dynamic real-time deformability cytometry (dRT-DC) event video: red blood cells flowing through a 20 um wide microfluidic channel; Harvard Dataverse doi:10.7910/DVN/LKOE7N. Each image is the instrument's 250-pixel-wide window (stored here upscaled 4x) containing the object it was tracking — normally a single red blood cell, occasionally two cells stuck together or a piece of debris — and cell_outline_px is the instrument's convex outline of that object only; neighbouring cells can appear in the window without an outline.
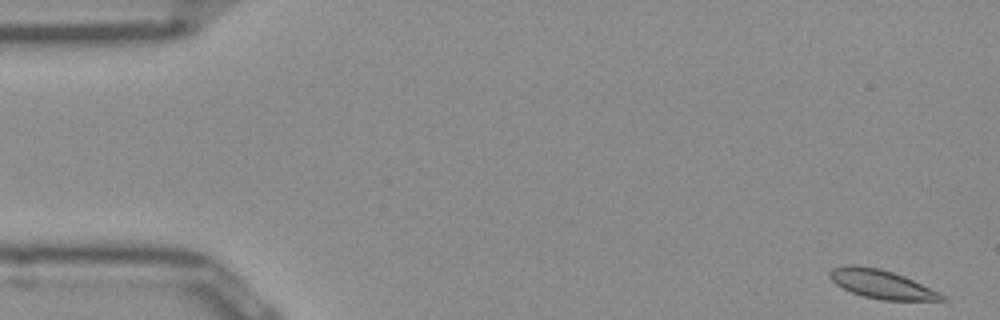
{"species": "Egyptian fruit bat (a non-hibernating species)", "species_latin": "Rousettus aegyptiacus", "temperature_condition": "room temperature", "stored_images_in_passage": 51, "camera_frame_rate_fps": 3000, "um_per_image_px": 0.085, "frame": {"image": 1, "passage_image": 1, "time_ms": 0.0, "image_size_px": [1000, 320], "cell_outline_px": [[944, 300], [884, 300], [864, 296], [852, 292], [836, 284], [828, 276], [828, 272], [832, 268], [844, 264], [856, 264], [880, 268], [904, 276], [944, 296]], "centroid_in_image_um": [74.81, 24.12], "position_along_channel_um": 10.2, "area_um2": 18.38}}
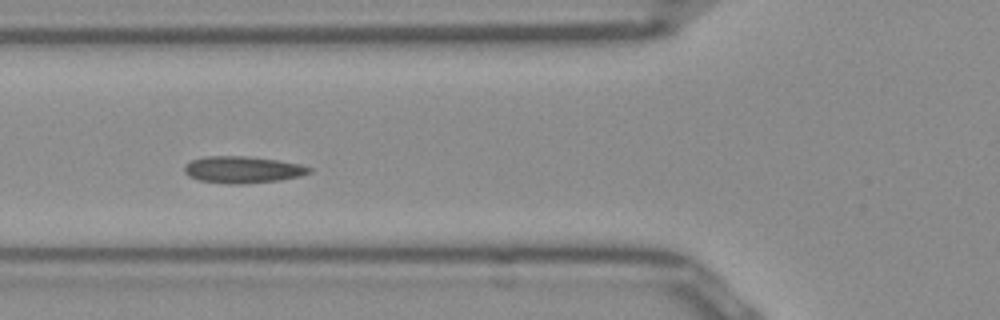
{"frame": {"image": 2, "passage_image": 18, "time_ms": 5.667, "image_size_px": [1000, 320], "cell_outline_px": [[312, 172], [300, 176], [280, 180], [244, 184], [228, 184], [200, 180], [188, 176], [184, 172], [184, 168], [192, 160], [208, 156], [244, 156], [276, 160], [300, 164], [312, 168]], "centroid_in_image_um": [20.65, 14.43], "position_along_channel_um": 105.2, "area_um2": 19.36}}
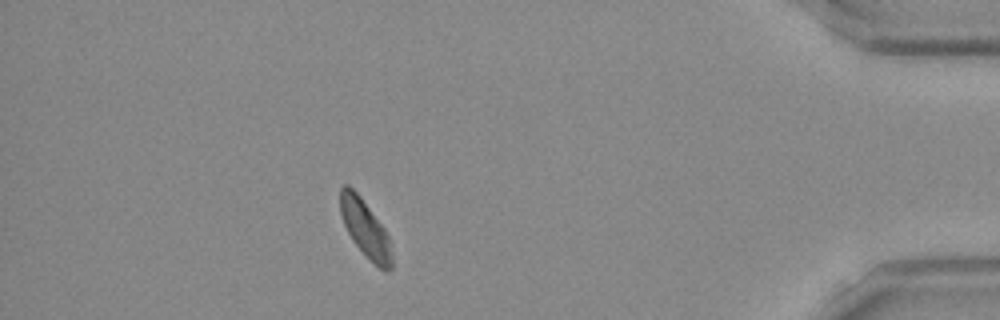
{"frame": {"image": 3, "passage_image": 45, "time_ms": 14.667, "image_size_px": [1000, 320], "cell_outline_px": [[392, 268], [388, 272], [380, 268], [352, 240], [344, 224], [340, 212], [340, 188], [344, 184], [348, 184], [360, 196], [384, 228], [388, 236], [392, 256]], "centroid_in_image_um": [31.03, 19.39], "position_along_channel_um": 404.2, "area_um2": 16.76}, "authors_computed_cell_mechanics": {"area_um2": 18.3804, "velocity_mm_per_s": 3.8893, "shape_relaxation_time_tau1_ms": 8.9236, "shape_relaxation_time_tau2_ms": 6.921, "deformation_change_tau1": 0.13, "deformation_change_tau2": 0.0938}}